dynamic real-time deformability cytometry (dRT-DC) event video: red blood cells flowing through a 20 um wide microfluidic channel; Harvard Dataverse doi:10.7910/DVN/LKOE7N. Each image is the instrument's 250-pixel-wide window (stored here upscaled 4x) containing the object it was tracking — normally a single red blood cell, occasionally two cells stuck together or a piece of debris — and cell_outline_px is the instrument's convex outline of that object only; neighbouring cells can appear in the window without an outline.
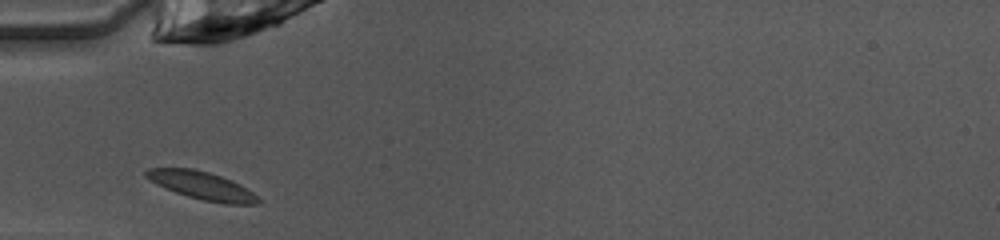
{"species": "common noctule bat (a hibernating species)", "species_latin": "Nyctalus noctula", "temperature_condition": "warm", "stored_images_in_passage": 26, "camera_frame_rate_fps": 3000, "um_per_image_px": 0.085, "animal": {"sex": "female", "body_mass_g": 10.0, "forearm_length_mm": 53.1}, "frame": {"image": 1, "passage_image": 1, "time_ms": 0.0, "image_size_px": [1000, 240], "cell_outline_px": [[260, 200], [256, 204], [224, 204], [204, 200], [188, 196], [164, 188], [148, 180], [144, 176], [144, 172], [148, 168], [192, 168], [208, 172], [232, 180], [240, 184], [252, 192]], "centroid_in_image_um": [17.12, 15.76], "position_along_channel_um": 67.9, "area_um2": 18.15}}
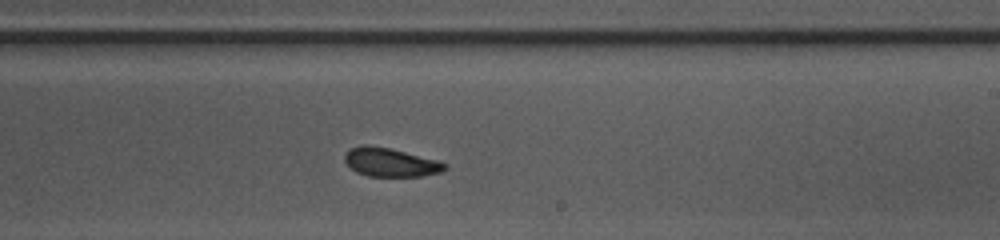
{"frame": {"image": 2, "passage_image": 15, "time_ms": 4.667, "image_size_px": [1000, 240], "cell_outline_px": [[448, 168], [440, 172], [424, 176], [368, 176], [356, 172], [344, 160], [344, 156], [352, 148], [364, 144], [388, 148], [436, 160], [448, 164]], "centroid_in_image_um": [33.21, 13.81], "position_along_channel_um": 255.8, "area_um2": 16.42}}
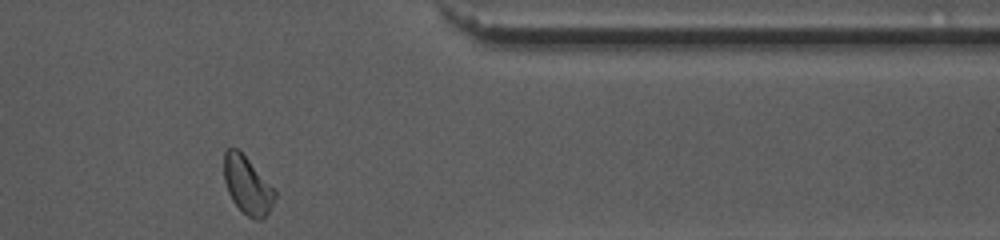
{"frame": {"image": 3, "passage_image": 26, "time_ms": 8.333, "image_size_px": [1000, 240], "cell_outline_px": [[276, 196], [268, 212], [260, 220], [256, 220], [248, 216], [232, 200], [228, 192], [224, 180], [224, 152], [228, 148], [236, 148], [276, 188]], "centroid_in_image_um": [21.04, 15.74], "position_along_channel_um": 390.4, "area_um2": 16.88}, "authors_computed_cell_mechanics": {"area_um2": 16.9932, "velocity_mm_per_s": 4.027, "shape_relaxation_time_tau1_ms": 4.4977, "shape_relaxation_time_tau2_ms": 2.7809, "deformation_change_tau1": 0.1241, "deformation_change_tau2": 0.0909}}